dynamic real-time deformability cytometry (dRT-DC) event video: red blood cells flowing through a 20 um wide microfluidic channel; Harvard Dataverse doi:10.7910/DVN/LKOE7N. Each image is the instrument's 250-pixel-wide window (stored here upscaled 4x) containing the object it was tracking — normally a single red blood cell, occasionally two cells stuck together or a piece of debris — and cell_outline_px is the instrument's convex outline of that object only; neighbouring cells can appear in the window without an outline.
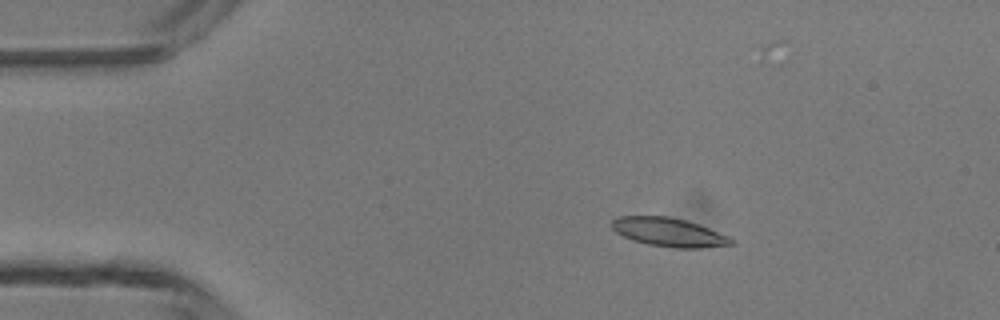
{"species": "common noctule bat (a hibernating species)", "species_latin": "Nyctalus noctula", "temperature_condition": "room temperature", "stored_images_in_passage": 46, "camera_frame_rate_fps": 3000, "um_per_image_px": 0.085, "animal": {"sex": "male", "body_mass_g": 13.3}, "frame": {"image": 1, "passage_image": 7, "time_ms": 2.0, "image_size_px": [1000, 320], "cell_outline_px": [[736, 244], [700, 248], [672, 248], [648, 244], [632, 240], [616, 232], [608, 224], [616, 216], [668, 216], [684, 220], [708, 228], [728, 236], [736, 240]], "centroid_in_image_um": [56.83, 19.74], "position_along_channel_um": 28.2, "area_um2": 20.06}}
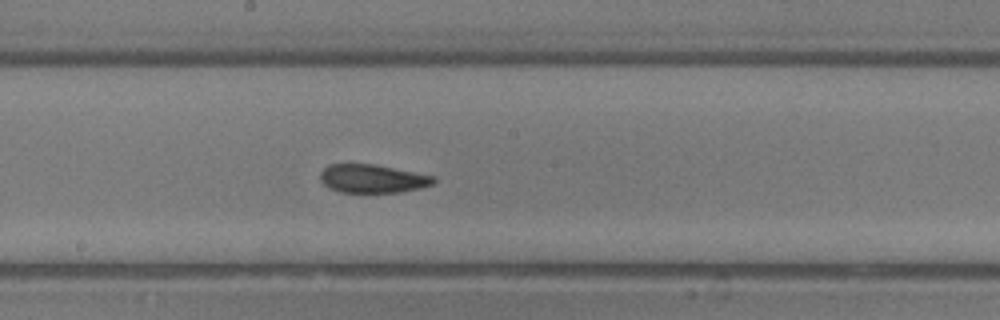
{"frame": {"image": 2, "passage_image": 24, "time_ms": 7.667, "image_size_px": [1000, 320], "cell_outline_px": [[436, 180], [432, 184], [420, 188], [400, 192], [340, 192], [328, 188], [320, 180], [320, 172], [328, 164], [372, 164], [436, 176]], "centroid_in_image_um": [31.64, 15.18], "position_along_channel_um": 216.6, "area_um2": 18.73}}
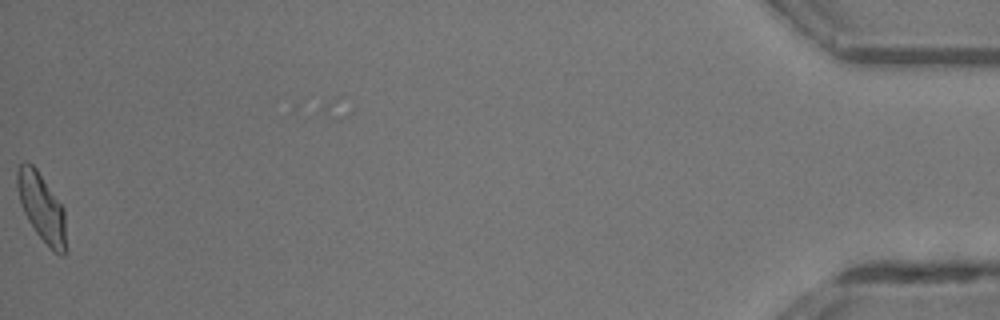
{"frame": {"image": 3, "passage_image": 46, "time_ms": 15.0, "image_size_px": [1000, 320], "cell_outline_px": [[64, 256], [60, 256], [52, 252], [36, 232], [28, 220], [24, 212], [16, 188], [16, 172], [20, 164], [24, 160], [28, 160], [36, 168], [64, 208]], "centroid_in_image_um": [3.5, 17.59], "position_along_channel_um": 431.7, "area_um2": 19.25}, "authors_computed_cell_mechanics": {"area_um2": 19.3052, "velocity_mm_per_s": 4.3642, "shape_relaxation_time_tau1_ms": 6.595, "shape_relaxation_time_tau2_ms": 2.4194, "deformation_change_tau1": 0.1924, "deformation_change_tau2": 0.0909}}